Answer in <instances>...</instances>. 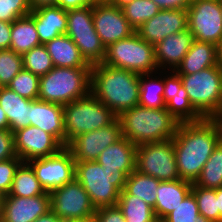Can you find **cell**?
Returning <instances> with one entry per match:
<instances>
[{
    "label": "cell",
    "instance_id": "cell-1",
    "mask_svg": "<svg viewBox=\"0 0 222 222\" xmlns=\"http://www.w3.org/2000/svg\"><path fill=\"white\" fill-rule=\"evenodd\" d=\"M172 139L180 179L195 183L220 142L217 126L211 119L180 123Z\"/></svg>",
    "mask_w": 222,
    "mask_h": 222
},
{
    "label": "cell",
    "instance_id": "cell-2",
    "mask_svg": "<svg viewBox=\"0 0 222 222\" xmlns=\"http://www.w3.org/2000/svg\"><path fill=\"white\" fill-rule=\"evenodd\" d=\"M140 74L106 64L91 67L90 93L117 116L139 104Z\"/></svg>",
    "mask_w": 222,
    "mask_h": 222
},
{
    "label": "cell",
    "instance_id": "cell-3",
    "mask_svg": "<svg viewBox=\"0 0 222 222\" xmlns=\"http://www.w3.org/2000/svg\"><path fill=\"white\" fill-rule=\"evenodd\" d=\"M118 119L122 136L136 146L172 139L180 124L166 108L154 109L140 105L125 110Z\"/></svg>",
    "mask_w": 222,
    "mask_h": 222
},
{
    "label": "cell",
    "instance_id": "cell-4",
    "mask_svg": "<svg viewBox=\"0 0 222 222\" xmlns=\"http://www.w3.org/2000/svg\"><path fill=\"white\" fill-rule=\"evenodd\" d=\"M91 67H54L40 77L38 99L64 106L90 94Z\"/></svg>",
    "mask_w": 222,
    "mask_h": 222
},
{
    "label": "cell",
    "instance_id": "cell-5",
    "mask_svg": "<svg viewBox=\"0 0 222 222\" xmlns=\"http://www.w3.org/2000/svg\"><path fill=\"white\" fill-rule=\"evenodd\" d=\"M75 178L87 191L95 209L116 206L125 188L124 172H109L97 161L75 162Z\"/></svg>",
    "mask_w": 222,
    "mask_h": 222
},
{
    "label": "cell",
    "instance_id": "cell-6",
    "mask_svg": "<svg viewBox=\"0 0 222 222\" xmlns=\"http://www.w3.org/2000/svg\"><path fill=\"white\" fill-rule=\"evenodd\" d=\"M179 75L190 103L204 119H211L222 109V66L220 64L194 74Z\"/></svg>",
    "mask_w": 222,
    "mask_h": 222
},
{
    "label": "cell",
    "instance_id": "cell-7",
    "mask_svg": "<svg viewBox=\"0 0 222 222\" xmlns=\"http://www.w3.org/2000/svg\"><path fill=\"white\" fill-rule=\"evenodd\" d=\"M65 147L80 134L106 127L118 116L91 93L63 106Z\"/></svg>",
    "mask_w": 222,
    "mask_h": 222
},
{
    "label": "cell",
    "instance_id": "cell-8",
    "mask_svg": "<svg viewBox=\"0 0 222 222\" xmlns=\"http://www.w3.org/2000/svg\"><path fill=\"white\" fill-rule=\"evenodd\" d=\"M103 64L138 74L159 71L154 45L140 38L136 32L109 45L106 48Z\"/></svg>",
    "mask_w": 222,
    "mask_h": 222
},
{
    "label": "cell",
    "instance_id": "cell-9",
    "mask_svg": "<svg viewBox=\"0 0 222 222\" xmlns=\"http://www.w3.org/2000/svg\"><path fill=\"white\" fill-rule=\"evenodd\" d=\"M66 35L79 48L80 54L89 65L103 63L106 48L94 28L92 7L67 10Z\"/></svg>",
    "mask_w": 222,
    "mask_h": 222
},
{
    "label": "cell",
    "instance_id": "cell-10",
    "mask_svg": "<svg viewBox=\"0 0 222 222\" xmlns=\"http://www.w3.org/2000/svg\"><path fill=\"white\" fill-rule=\"evenodd\" d=\"M136 170L159 181L180 179L173 139L137 145Z\"/></svg>",
    "mask_w": 222,
    "mask_h": 222
},
{
    "label": "cell",
    "instance_id": "cell-11",
    "mask_svg": "<svg viewBox=\"0 0 222 222\" xmlns=\"http://www.w3.org/2000/svg\"><path fill=\"white\" fill-rule=\"evenodd\" d=\"M50 194L51 210L63 221L94 217L96 209L84 187L74 178Z\"/></svg>",
    "mask_w": 222,
    "mask_h": 222
},
{
    "label": "cell",
    "instance_id": "cell-12",
    "mask_svg": "<svg viewBox=\"0 0 222 222\" xmlns=\"http://www.w3.org/2000/svg\"><path fill=\"white\" fill-rule=\"evenodd\" d=\"M188 29L194 40L212 43L222 42V7L220 0H201L192 3L187 10Z\"/></svg>",
    "mask_w": 222,
    "mask_h": 222
},
{
    "label": "cell",
    "instance_id": "cell-13",
    "mask_svg": "<svg viewBox=\"0 0 222 222\" xmlns=\"http://www.w3.org/2000/svg\"><path fill=\"white\" fill-rule=\"evenodd\" d=\"M43 189L50 193L75 178V160L71 152L62 148L58 153L28 162Z\"/></svg>",
    "mask_w": 222,
    "mask_h": 222
},
{
    "label": "cell",
    "instance_id": "cell-14",
    "mask_svg": "<svg viewBox=\"0 0 222 222\" xmlns=\"http://www.w3.org/2000/svg\"><path fill=\"white\" fill-rule=\"evenodd\" d=\"M122 137L121 124L117 118L106 127L78 135L66 148L71 152L75 162L96 161L106 147Z\"/></svg>",
    "mask_w": 222,
    "mask_h": 222
},
{
    "label": "cell",
    "instance_id": "cell-15",
    "mask_svg": "<svg viewBox=\"0 0 222 222\" xmlns=\"http://www.w3.org/2000/svg\"><path fill=\"white\" fill-rule=\"evenodd\" d=\"M92 15L94 28L105 48L135 33L119 4L101 2L92 8Z\"/></svg>",
    "mask_w": 222,
    "mask_h": 222
},
{
    "label": "cell",
    "instance_id": "cell-16",
    "mask_svg": "<svg viewBox=\"0 0 222 222\" xmlns=\"http://www.w3.org/2000/svg\"><path fill=\"white\" fill-rule=\"evenodd\" d=\"M15 152L23 162L58 153L64 146L51 134L36 126L14 132Z\"/></svg>",
    "mask_w": 222,
    "mask_h": 222
},
{
    "label": "cell",
    "instance_id": "cell-17",
    "mask_svg": "<svg viewBox=\"0 0 222 222\" xmlns=\"http://www.w3.org/2000/svg\"><path fill=\"white\" fill-rule=\"evenodd\" d=\"M188 29V13L184 10L161 9L155 16L144 22L135 32L151 45L165 37Z\"/></svg>",
    "mask_w": 222,
    "mask_h": 222
},
{
    "label": "cell",
    "instance_id": "cell-18",
    "mask_svg": "<svg viewBox=\"0 0 222 222\" xmlns=\"http://www.w3.org/2000/svg\"><path fill=\"white\" fill-rule=\"evenodd\" d=\"M51 210L50 194L34 197L3 196L0 222H33Z\"/></svg>",
    "mask_w": 222,
    "mask_h": 222
},
{
    "label": "cell",
    "instance_id": "cell-19",
    "mask_svg": "<svg viewBox=\"0 0 222 222\" xmlns=\"http://www.w3.org/2000/svg\"><path fill=\"white\" fill-rule=\"evenodd\" d=\"M172 72V73H171ZM164 76L165 108L179 123L199 122L204 118L193 108L187 92L182 85L180 75L176 71ZM167 77V78H166Z\"/></svg>",
    "mask_w": 222,
    "mask_h": 222
},
{
    "label": "cell",
    "instance_id": "cell-20",
    "mask_svg": "<svg viewBox=\"0 0 222 222\" xmlns=\"http://www.w3.org/2000/svg\"><path fill=\"white\" fill-rule=\"evenodd\" d=\"M194 36L189 29L165 37L154 45L155 60L158 69L175 71L189 51ZM166 68V69H165ZM171 68V69H170Z\"/></svg>",
    "mask_w": 222,
    "mask_h": 222
},
{
    "label": "cell",
    "instance_id": "cell-21",
    "mask_svg": "<svg viewBox=\"0 0 222 222\" xmlns=\"http://www.w3.org/2000/svg\"><path fill=\"white\" fill-rule=\"evenodd\" d=\"M30 126L53 135L65 147L64 108L62 105L31 100Z\"/></svg>",
    "mask_w": 222,
    "mask_h": 222
},
{
    "label": "cell",
    "instance_id": "cell-22",
    "mask_svg": "<svg viewBox=\"0 0 222 222\" xmlns=\"http://www.w3.org/2000/svg\"><path fill=\"white\" fill-rule=\"evenodd\" d=\"M136 148L133 142L122 137L106 147L96 161L109 172H124L128 176L136 170Z\"/></svg>",
    "mask_w": 222,
    "mask_h": 222
},
{
    "label": "cell",
    "instance_id": "cell-23",
    "mask_svg": "<svg viewBox=\"0 0 222 222\" xmlns=\"http://www.w3.org/2000/svg\"><path fill=\"white\" fill-rule=\"evenodd\" d=\"M31 14L34 16L35 28L41 44L66 34L67 10L59 6H49L31 11Z\"/></svg>",
    "mask_w": 222,
    "mask_h": 222
},
{
    "label": "cell",
    "instance_id": "cell-24",
    "mask_svg": "<svg viewBox=\"0 0 222 222\" xmlns=\"http://www.w3.org/2000/svg\"><path fill=\"white\" fill-rule=\"evenodd\" d=\"M193 183L182 179L161 181L157 188L153 211L156 219H164L191 192Z\"/></svg>",
    "mask_w": 222,
    "mask_h": 222
},
{
    "label": "cell",
    "instance_id": "cell-25",
    "mask_svg": "<svg viewBox=\"0 0 222 222\" xmlns=\"http://www.w3.org/2000/svg\"><path fill=\"white\" fill-rule=\"evenodd\" d=\"M0 106L9 122V130L15 131L30 126L31 100L21 97L8 87H0Z\"/></svg>",
    "mask_w": 222,
    "mask_h": 222
},
{
    "label": "cell",
    "instance_id": "cell-26",
    "mask_svg": "<svg viewBox=\"0 0 222 222\" xmlns=\"http://www.w3.org/2000/svg\"><path fill=\"white\" fill-rule=\"evenodd\" d=\"M220 64L219 47L208 42L194 40L181 64L176 68L178 74H194Z\"/></svg>",
    "mask_w": 222,
    "mask_h": 222
},
{
    "label": "cell",
    "instance_id": "cell-27",
    "mask_svg": "<svg viewBox=\"0 0 222 222\" xmlns=\"http://www.w3.org/2000/svg\"><path fill=\"white\" fill-rule=\"evenodd\" d=\"M52 58L54 67H92L80 54L72 39L62 34L44 44Z\"/></svg>",
    "mask_w": 222,
    "mask_h": 222
},
{
    "label": "cell",
    "instance_id": "cell-28",
    "mask_svg": "<svg viewBox=\"0 0 222 222\" xmlns=\"http://www.w3.org/2000/svg\"><path fill=\"white\" fill-rule=\"evenodd\" d=\"M35 28L34 16L30 13L12 22L10 49L23 55L35 46L40 45Z\"/></svg>",
    "mask_w": 222,
    "mask_h": 222
},
{
    "label": "cell",
    "instance_id": "cell-29",
    "mask_svg": "<svg viewBox=\"0 0 222 222\" xmlns=\"http://www.w3.org/2000/svg\"><path fill=\"white\" fill-rule=\"evenodd\" d=\"M45 192L31 165L28 162H22L15 172L12 187L8 195L34 197Z\"/></svg>",
    "mask_w": 222,
    "mask_h": 222
},
{
    "label": "cell",
    "instance_id": "cell-30",
    "mask_svg": "<svg viewBox=\"0 0 222 222\" xmlns=\"http://www.w3.org/2000/svg\"><path fill=\"white\" fill-rule=\"evenodd\" d=\"M155 73L140 74L139 104L142 107L160 109L165 108L164 76L163 78L154 76ZM151 76V77H150ZM155 78H154V77ZM151 78V79H150Z\"/></svg>",
    "mask_w": 222,
    "mask_h": 222
},
{
    "label": "cell",
    "instance_id": "cell-31",
    "mask_svg": "<svg viewBox=\"0 0 222 222\" xmlns=\"http://www.w3.org/2000/svg\"><path fill=\"white\" fill-rule=\"evenodd\" d=\"M117 205L126 222H153L156 219L152 206L124 189L120 192Z\"/></svg>",
    "mask_w": 222,
    "mask_h": 222
},
{
    "label": "cell",
    "instance_id": "cell-32",
    "mask_svg": "<svg viewBox=\"0 0 222 222\" xmlns=\"http://www.w3.org/2000/svg\"><path fill=\"white\" fill-rule=\"evenodd\" d=\"M158 179L139 173L134 170L127 176L124 190L130 194L144 200L147 204L154 207L157 197Z\"/></svg>",
    "mask_w": 222,
    "mask_h": 222
},
{
    "label": "cell",
    "instance_id": "cell-33",
    "mask_svg": "<svg viewBox=\"0 0 222 222\" xmlns=\"http://www.w3.org/2000/svg\"><path fill=\"white\" fill-rule=\"evenodd\" d=\"M119 6L135 30L161 10L152 0H124Z\"/></svg>",
    "mask_w": 222,
    "mask_h": 222
},
{
    "label": "cell",
    "instance_id": "cell-34",
    "mask_svg": "<svg viewBox=\"0 0 222 222\" xmlns=\"http://www.w3.org/2000/svg\"><path fill=\"white\" fill-rule=\"evenodd\" d=\"M195 184L202 188L222 187V142L214 148Z\"/></svg>",
    "mask_w": 222,
    "mask_h": 222
},
{
    "label": "cell",
    "instance_id": "cell-35",
    "mask_svg": "<svg viewBox=\"0 0 222 222\" xmlns=\"http://www.w3.org/2000/svg\"><path fill=\"white\" fill-rule=\"evenodd\" d=\"M23 67L34 75L42 77L54 68L52 58L44 44L35 46L22 55Z\"/></svg>",
    "mask_w": 222,
    "mask_h": 222
},
{
    "label": "cell",
    "instance_id": "cell-36",
    "mask_svg": "<svg viewBox=\"0 0 222 222\" xmlns=\"http://www.w3.org/2000/svg\"><path fill=\"white\" fill-rule=\"evenodd\" d=\"M191 192L194 194L199 215L211 222H219L218 196L216 189L202 188L193 183Z\"/></svg>",
    "mask_w": 222,
    "mask_h": 222
},
{
    "label": "cell",
    "instance_id": "cell-37",
    "mask_svg": "<svg viewBox=\"0 0 222 222\" xmlns=\"http://www.w3.org/2000/svg\"><path fill=\"white\" fill-rule=\"evenodd\" d=\"M163 220L165 222H211L209 219L199 215L198 205L192 192Z\"/></svg>",
    "mask_w": 222,
    "mask_h": 222
},
{
    "label": "cell",
    "instance_id": "cell-38",
    "mask_svg": "<svg viewBox=\"0 0 222 222\" xmlns=\"http://www.w3.org/2000/svg\"><path fill=\"white\" fill-rule=\"evenodd\" d=\"M40 77L24 68L11 80L7 87L21 97L36 100L39 95Z\"/></svg>",
    "mask_w": 222,
    "mask_h": 222
},
{
    "label": "cell",
    "instance_id": "cell-39",
    "mask_svg": "<svg viewBox=\"0 0 222 222\" xmlns=\"http://www.w3.org/2000/svg\"><path fill=\"white\" fill-rule=\"evenodd\" d=\"M23 58L11 49L0 50V87H7L23 69Z\"/></svg>",
    "mask_w": 222,
    "mask_h": 222
},
{
    "label": "cell",
    "instance_id": "cell-40",
    "mask_svg": "<svg viewBox=\"0 0 222 222\" xmlns=\"http://www.w3.org/2000/svg\"><path fill=\"white\" fill-rule=\"evenodd\" d=\"M31 13L29 0H0V20L13 22Z\"/></svg>",
    "mask_w": 222,
    "mask_h": 222
},
{
    "label": "cell",
    "instance_id": "cell-41",
    "mask_svg": "<svg viewBox=\"0 0 222 222\" xmlns=\"http://www.w3.org/2000/svg\"><path fill=\"white\" fill-rule=\"evenodd\" d=\"M22 162L17 156L0 162V194L3 196L9 194L15 172Z\"/></svg>",
    "mask_w": 222,
    "mask_h": 222
},
{
    "label": "cell",
    "instance_id": "cell-42",
    "mask_svg": "<svg viewBox=\"0 0 222 222\" xmlns=\"http://www.w3.org/2000/svg\"><path fill=\"white\" fill-rule=\"evenodd\" d=\"M15 143H14V133L8 130H0V162L14 158Z\"/></svg>",
    "mask_w": 222,
    "mask_h": 222
},
{
    "label": "cell",
    "instance_id": "cell-43",
    "mask_svg": "<svg viewBox=\"0 0 222 222\" xmlns=\"http://www.w3.org/2000/svg\"><path fill=\"white\" fill-rule=\"evenodd\" d=\"M94 218L96 222H126L118 205L96 209Z\"/></svg>",
    "mask_w": 222,
    "mask_h": 222
},
{
    "label": "cell",
    "instance_id": "cell-44",
    "mask_svg": "<svg viewBox=\"0 0 222 222\" xmlns=\"http://www.w3.org/2000/svg\"><path fill=\"white\" fill-rule=\"evenodd\" d=\"M100 0H57L56 6L64 10L80 8L83 6L94 7L97 4H100Z\"/></svg>",
    "mask_w": 222,
    "mask_h": 222
},
{
    "label": "cell",
    "instance_id": "cell-45",
    "mask_svg": "<svg viewBox=\"0 0 222 222\" xmlns=\"http://www.w3.org/2000/svg\"><path fill=\"white\" fill-rule=\"evenodd\" d=\"M160 9L187 11L190 7L188 0H152Z\"/></svg>",
    "mask_w": 222,
    "mask_h": 222
},
{
    "label": "cell",
    "instance_id": "cell-46",
    "mask_svg": "<svg viewBox=\"0 0 222 222\" xmlns=\"http://www.w3.org/2000/svg\"><path fill=\"white\" fill-rule=\"evenodd\" d=\"M12 22L0 20V50L10 49Z\"/></svg>",
    "mask_w": 222,
    "mask_h": 222
},
{
    "label": "cell",
    "instance_id": "cell-47",
    "mask_svg": "<svg viewBox=\"0 0 222 222\" xmlns=\"http://www.w3.org/2000/svg\"><path fill=\"white\" fill-rule=\"evenodd\" d=\"M57 0H29L31 11L37 10L42 7L56 6Z\"/></svg>",
    "mask_w": 222,
    "mask_h": 222
},
{
    "label": "cell",
    "instance_id": "cell-48",
    "mask_svg": "<svg viewBox=\"0 0 222 222\" xmlns=\"http://www.w3.org/2000/svg\"><path fill=\"white\" fill-rule=\"evenodd\" d=\"M33 222H64V221L61 220L52 210H50L46 214L38 217Z\"/></svg>",
    "mask_w": 222,
    "mask_h": 222
},
{
    "label": "cell",
    "instance_id": "cell-49",
    "mask_svg": "<svg viewBox=\"0 0 222 222\" xmlns=\"http://www.w3.org/2000/svg\"><path fill=\"white\" fill-rule=\"evenodd\" d=\"M211 120L215 123L217 126V129L219 131V137H220V142H222V109L217 112Z\"/></svg>",
    "mask_w": 222,
    "mask_h": 222
},
{
    "label": "cell",
    "instance_id": "cell-50",
    "mask_svg": "<svg viewBox=\"0 0 222 222\" xmlns=\"http://www.w3.org/2000/svg\"><path fill=\"white\" fill-rule=\"evenodd\" d=\"M9 129V122L6 117L4 110L0 106V130H8Z\"/></svg>",
    "mask_w": 222,
    "mask_h": 222
},
{
    "label": "cell",
    "instance_id": "cell-51",
    "mask_svg": "<svg viewBox=\"0 0 222 222\" xmlns=\"http://www.w3.org/2000/svg\"><path fill=\"white\" fill-rule=\"evenodd\" d=\"M216 196H218L219 222L222 221V187L216 188Z\"/></svg>",
    "mask_w": 222,
    "mask_h": 222
},
{
    "label": "cell",
    "instance_id": "cell-52",
    "mask_svg": "<svg viewBox=\"0 0 222 222\" xmlns=\"http://www.w3.org/2000/svg\"><path fill=\"white\" fill-rule=\"evenodd\" d=\"M64 222H96L94 217L86 219L66 220Z\"/></svg>",
    "mask_w": 222,
    "mask_h": 222
},
{
    "label": "cell",
    "instance_id": "cell-53",
    "mask_svg": "<svg viewBox=\"0 0 222 222\" xmlns=\"http://www.w3.org/2000/svg\"><path fill=\"white\" fill-rule=\"evenodd\" d=\"M219 59H220V65L222 66V42L219 45Z\"/></svg>",
    "mask_w": 222,
    "mask_h": 222
},
{
    "label": "cell",
    "instance_id": "cell-54",
    "mask_svg": "<svg viewBox=\"0 0 222 222\" xmlns=\"http://www.w3.org/2000/svg\"><path fill=\"white\" fill-rule=\"evenodd\" d=\"M124 0H107V3L110 4H120L121 2H123Z\"/></svg>",
    "mask_w": 222,
    "mask_h": 222
},
{
    "label": "cell",
    "instance_id": "cell-55",
    "mask_svg": "<svg viewBox=\"0 0 222 222\" xmlns=\"http://www.w3.org/2000/svg\"><path fill=\"white\" fill-rule=\"evenodd\" d=\"M2 201H3V195L0 194V212H1Z\"/></svg>",
    "mask_w": 222,
    "mask_h": 222
},
{
    "label": "cell",
    "instance_id": "cell-56",
    "mask_svg": "<svg viewBox=\"0 0 222 222\" xmlns=\"http://www.w3.org/2000/svg\"><path fill=\"white\" fill-rule=\"evenodd\" d=\"M190 4L201 1V0H188Z\"/></svg>",
    "mask_w": 222,
    "mask_h": 222
},
{
    "label": "cell",
    "instance_id": "cell-57",
    "mask_svg": "<svg viewBox=\"0 0 222 222\" xmlns=\"http://www.w3.org/2000/svg\"><path fill=\"white\" fill-rule=\"evenodd\" d=\"M153 222H165L163 219H155Z\"/></svg>",
    "mask_w": 222,
    "mask_h": 222
}]
</instances>
